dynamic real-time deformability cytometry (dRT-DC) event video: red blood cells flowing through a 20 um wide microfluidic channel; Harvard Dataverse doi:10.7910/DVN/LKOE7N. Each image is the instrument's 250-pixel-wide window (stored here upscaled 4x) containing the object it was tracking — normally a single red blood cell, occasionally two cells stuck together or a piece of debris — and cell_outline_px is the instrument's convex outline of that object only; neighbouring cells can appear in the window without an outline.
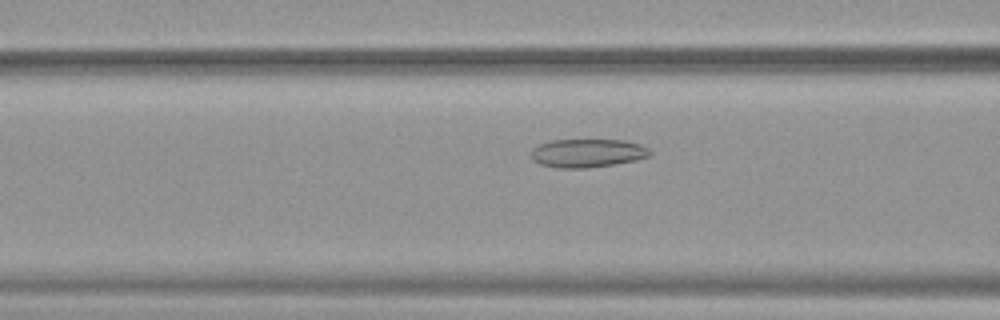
{"species": "common noctule bat (a hibernating species)", "species_latin": "Nyctalus noctula", "temperature_condition": "warm", "stored_images_in_passage": 53, "camera_frame_rate_fps": 3000, "um_per_image_px": 0.085, "animal": {"sex": "female", "body_mass_g": 19.9}, "frame": {"image": 1, "passage_image": 22, "time_ms": 7.0, "image_size_px": [1000, 320], "cell_outline_px": [[652, 156], [636, 160], [612, 164], [584, 168], [556, 168], [540, 164], [532, 160], [532, 148], [540, 144], [552, 140], [624, 140], [640, 144], [648, 148], [652, 152]], "centroid_in_image_um": [49.95, 13.01], "position_along_channel_um": 116.7, "area_um2": 19.71}}
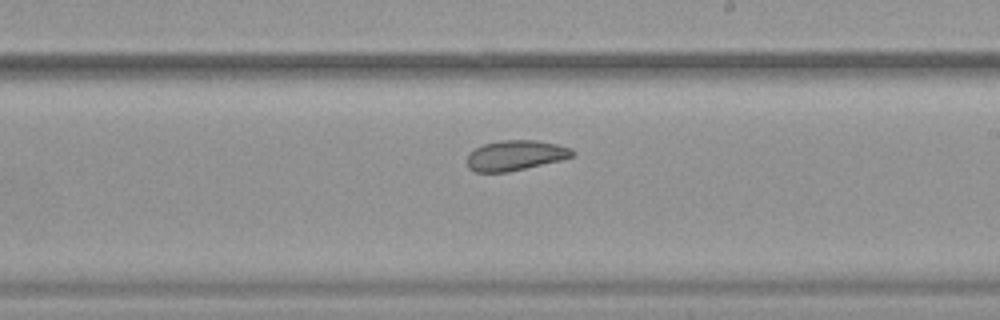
{"frame": {"image": 2, "passage_image": 32, "time_ms": 10.333, "image_size_px": [1000, 320], "cell_outline_px": [[576, 156], [560, 160], [508, 172], [476, 172], [468, 168], [468, 152], [484, 144], [500, 140], [536, 140], [556, 144], [572, 148], [576, 152]], "centroid_in_image_um": [43.83, 13.2], "position_along_channel_um": 245.2, "area_um2": 18.55}}
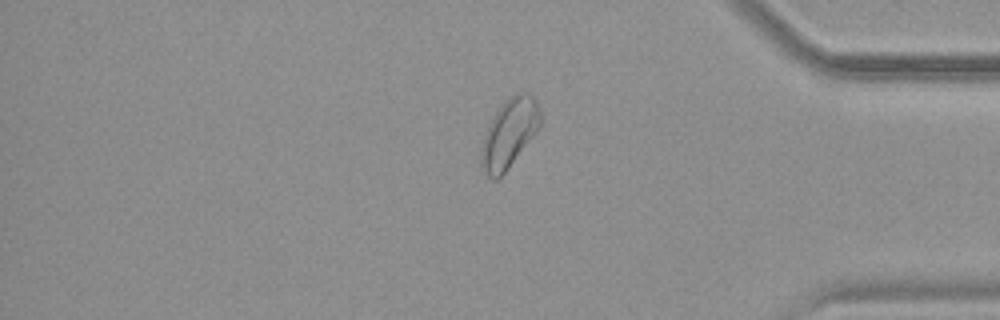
{"frame": {"image": 3, "passage_image": 45, "time_ms": 14.667, "image_size_px": [1000, 320], "cell_outline_px": [[540, 128], [508, 168], [496, 180], [492, 180], [480, 168], [480, 160], [484, 136], [488, 124], [492, 116], [500, 104], [504, 100], [516, 92], [528, 92], [536, 100], [540, 108]], "centroid_in_image_um": [43.28, 11.3], "position_along_channel_um": 391.9, "area_um2": 23.93}, "authors_computed_cell_mechanics": {"area_um2": 23.698, "velocity_mm_per_s": 3.8761, "shape_relaxation_time_tau1_ms": null, "shape_relaxation_time_tau2_ms": 3.3285, "deformation_change_tau1": null, "deformation_change_tau2": 0.0993}}